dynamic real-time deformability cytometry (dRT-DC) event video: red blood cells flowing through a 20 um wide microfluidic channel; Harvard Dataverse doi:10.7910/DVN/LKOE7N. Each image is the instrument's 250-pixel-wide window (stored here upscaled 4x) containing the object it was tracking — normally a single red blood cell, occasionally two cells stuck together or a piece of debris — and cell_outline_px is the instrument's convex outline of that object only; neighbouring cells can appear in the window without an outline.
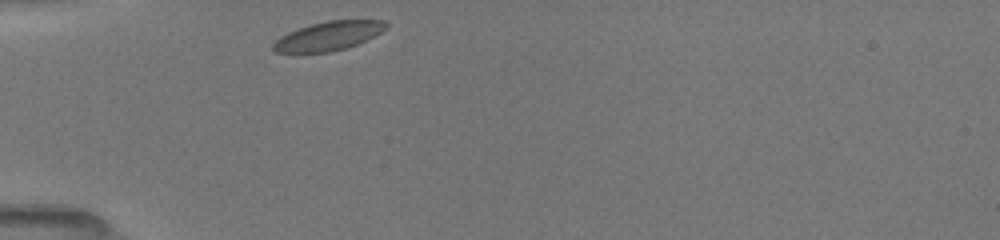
{"species": "common noctule bat (a hibernating species)", "species_latin": "Nyctalus noctula", "temperature_condition": "room temperature", "stored_images_in_passage": 16, "camera_frame_rate_fps": 3000, "um_per_image_px": 0.085, "animal": {"sex": "female", "body_mass_g": 19.5, "forearm_length_mm": 54.1}, "frame": {"image": 1, "passage_image": 1, "time_ms": 0.0, "image_size_px": [1000, 240], "cell_outline_px": [[388, 28], [356, 44], [332, 52], [276, 52], [272, 48], [272, 44], [280, 36], [288, 32], [312, 24], [328, 20], [384, 20], [388, 24]], "centroid_in_image_um": [27.91, 3.05], "position_along_channel_um": 57.1, "area_um2": 18.73}}
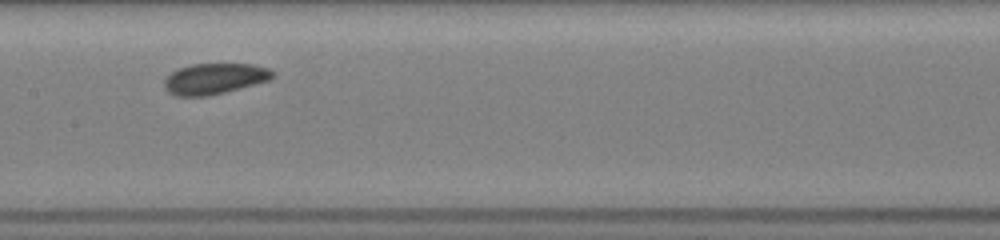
{"frame": {"image": 2, "passage_image": 10, "time_ms": 3.667, "image_size_px": [1000, 240], "cell_outline_px": [[276, 76], [268, 80], [224, 92], [208, 96], [176, 96], [168, 92], [164, 88], [164, 80], [172, 72], [180, 68], [192, 64], [252, 64], [268, 68], [276, 72]], "centroid_in_image_um": [18.24, 6.69], "position_along_channel_um": 189.2, "area_um2": 19.36}}
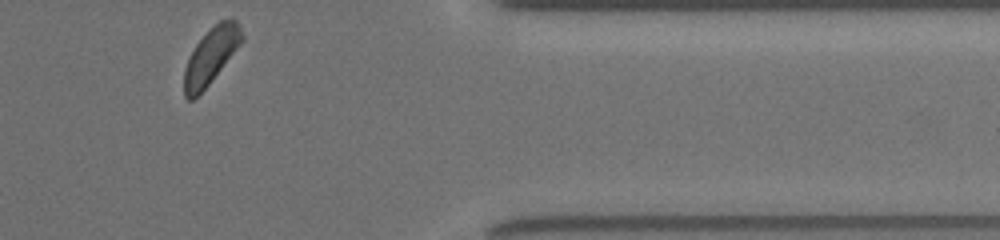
{"frame": {"image": 3, "passage_image": 16, "time_ms": 9.333, "image_size_px": [1000, 240], "cell_outline_px": [[244, 40], [208, 84], [192, 100], [188, 100], [184, 96], [184, 68], [196, 44], [220, 20], [232, 16], [236, 20], [244, 36]], "centroid_in_image_um": [17.95, 4.72], "position_along_channel_um": 393.5, "area_um2": 18.38}}